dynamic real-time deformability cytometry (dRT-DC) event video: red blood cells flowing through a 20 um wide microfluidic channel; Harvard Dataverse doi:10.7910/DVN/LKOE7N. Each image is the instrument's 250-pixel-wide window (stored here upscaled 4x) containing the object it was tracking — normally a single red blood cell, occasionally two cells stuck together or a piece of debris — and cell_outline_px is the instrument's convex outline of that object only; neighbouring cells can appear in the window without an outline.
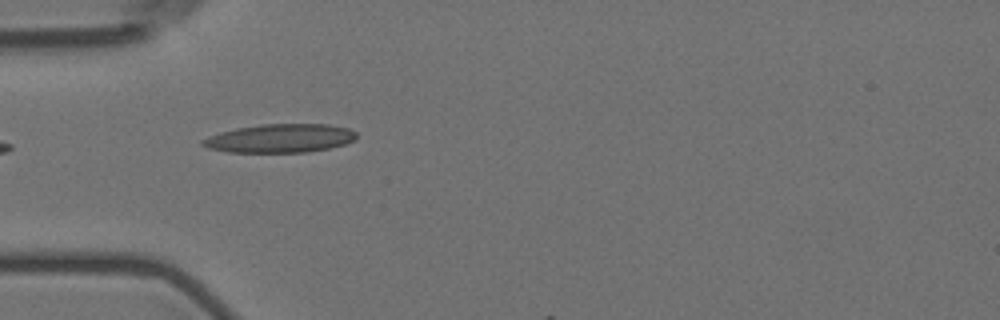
{"species": "Egyptian fruit bat (a non-hibernating species)", "species_latin": "Rousettus aegyptiacus", "temperature_condition": "room temperature", "stored_images_in_passage": 3, "camera_frame_rate_fps": 3000, "um_per_image_px": 0.085, "animal": {"sex": "female"}, "frame": {"image": 1, "passage_image": 2, "time_ms": 1.0, "image_size_px": [1000, 320], "cell_outline_px": [[356, 140], [344, 144], [328, 148], [308, 152], [228, 152], [208, 148], [200, 144], [200, 140], [208, 136], [220, 132], [236, 128], [260, 124], [328, 124], [348, 128], [356, 132]], "centroid_in_image_um": [23.78, 11.75], "position_along_channel_um": 61.2, "area_um2": 25.72}}
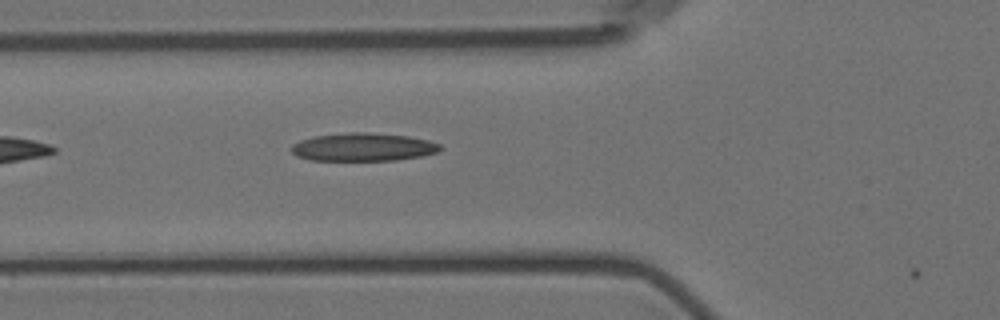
{"frame": {"image": 2, "passage_image": 3, "time_ms": 2.0, "image_size_px": [1000, 320], "cell_outline_px": [[444, 148], [436, 152], [420, 156], [396, 160], [308, 160], [296, 156], [292, 152], [292, 144], [300, 140], [312, 136], [348, 132], [368, 132], [408, 136], [428, 140], [440, 144]], "centroid_in_image_um": [30.85, 12.49], "position_along_channel_um": 95.0, "area_um2": 24.45}}